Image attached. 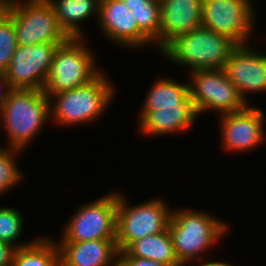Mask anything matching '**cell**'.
<instances>
[{"label":"cell","mask_w":266,"mask_h":266,"mask_svg":"<svg viewBox=\"0 0 266 266\" xmlns=\"http://www.w3.org/2000/svg\"><path fill=\"white\" fill-rule=\"evenodd\" d=\"M206 211L172 209L168 229L176 256L182 266H191L190 264L197 266L198 264L214 262L206 261L203 258L205 255L203 253L206 250L208 252L209 248L211 249L229 233L230 225L228 222L226 223Z\"/></svg>","instance_id":"cell-1"},{"label":"cell","mask_w":266,"mask_h":266,"mask_svg":"<svg viewBox=\"0 0 266 266\" xmlns=\"http://www.w3.org/2000/svg\"><path fill=\"white\" fill-rule=\"evenodd\" d=\"M124 193L117 191L116 242L119 251L148 235H158L168 229L172 210L161 197H154L130 206Z\"/></svg>","instance_id":"cell-6"},{"label":"cell","mask_w":266,"mask_h":266,"mask_svg":"<svg viewBox=\"0 0 266 266\" xmlns=\"http://www.w3.org/2000/svg\"><path fill=\"white\" fill-rule=\"evenodd\" d=\"M12 90L4 72H0V111L4 106L8 93Z\"/></svg>","instance_id":"cell-28"},{"label":"cell","mask_w":266,"mask_h":266,"mask_svg":"<svg viewBox=\"0 0 266 266\" xmlns=\"http://www.w3.org/2000/svg\"><path fill=\"white\" fill-rule=\"evenodd\" d=\"M63 43L17 46L5 76L12 89L43 90L54 53Z\"/></svg>","instance_id":"cell-11"},{"label":"cell","mask_w":266,"mask_h":266,"mask_svg":"<svg viewBox=\"0 0 266 266\" xmlns=\"http://www.w3.org/2000/svg\"><path fill=\"white\" fill-rule=\"evenodd\" d=\"M61 266H118L116 240L57 242Z\"/></svg>","instance_id":"cell-16"},{"label":"cell","mask_w":266,"mask_h":266,"mask_svg":"<svg viewBox=\"0 0 266 266\" xmlns=\"http://www.w3.org/2000/svg\"><path fill=\"white\" fill-rule=\"evenodd\" d=\"M134 15L138 27L155 42L160 37L159 0H123Z\"/></svg>","instance_id":"cell-22"},{"label":"cell","mask_w":266,"mask_h":266,"mask_svg":"<svg viewBox=\"0 0 266 266\" xmlns=\"http://www.w3.org/2000/svg\"><path fill=\"white\" fill-rule=\"evenodd\" d=\"M198 266H233L230 263H227L226 261H214L212 263H206V264H199Z\"/></svg>","instance_id":"cell-30"},{"label":"cell","mask_w":266,"mask_h":266,"mask_svg":"<svg viewBox=\"0 0 266 266\" xmlns=\"http://www.w3.org/2000/svg\"><path fill=\"white\" fill-rule=\"evenodd\" d=\"M103 71L82 86L48 97L50 117L55 123L66 127L89 124L106 112L116 93L111 79Z\"/></svg>","instance_id":"cell-2"},{"label":"cell","mask_w":266,"mask_h":266,"mask_svg":"<svg viewBox=\"0 0 266 266\" xmlns=\"http://www.w3.org/2000/svg\"><path fill=\"white\" fill-rule=\"evenodd\" d=\"M22 151L17 148L0 147V196L8 193L24 179L23 171L16 162L17 156Z\"/></svg>","instance_id":"cell-24"},{"label":"cell","mask_w":266,"mask_h":266,"mask_svg":"<svg viewBox=\"0 0 266 266\" xmlns=\"http://www.w3.org/2000/svg\"><path fill=\"white\" fill-rule=\"evenodd\" d=\"M51 237L33 238L25 247L16 248L13 266H61V255L57 241Z\"/></svg>","instance_id":"cell-21"},{"label":"cell","mask_w":266,"mask_h":266,"mask_svg":"<svg viewBox=\"0 0 266 266\" xmlns=\"http://www.w3.org/2000/svg\"><path fill=\"white\" fill-rule=\"evenodd\" d=\"M138 130L140 134L161 136L185 132L196 123L198 113L194 104H178V107L163 108L155 111H139ZM193 125V126H192Z\"/></svg>","instance_id":"cell-17"},{"label":"cell","mask_w":266,"mask_h":266,"mask_svg":"<svg viewBox=\"0 0 266 266\" xmlns=\"http://www.w3.org/2000/svg\"><path fill=\"white\" fill-rule=\"evenodd\" d=\"M85 39L70 37L58 46L43 89L45 95L49 97L82 86L102 71L95 61V53L88 48Z\"/></svg>","instance_id":"cell-5"},{"label":"cell","mask_w":266,"mask_h":266,"mask_svg":"<svg viewBox=\"0 0 266 266\" xmlns=\"http://www.w3.org/2000/svg\"><path fill=\"white\" fill-rule=\"evenodd\" d=\"M227 78L246 102L251 93H266V54L249 43L237 44L224 66ZM248 93V94H247Z\"/></svg>","instance_id":"cell-13"},{"label":"cell","mask_w":266,"mask_h":266,"mask_svg":"<svg viewBox=\"0 0 266 266\" xmlns=\"http://www.w3.org/2000/svg\"><path fill=\"white\" fill-rule=\"evenodd\" d=\"M146 98L138 111H155L163 108L178 107V104H193L189 94V84L173 78L161 77L151 85Z\"/></svg>","instance_id":"cell-19"},{"label":"cell","mask_w":266,"mask_h":266,"mask_svg":"<svg viewBox=\"0 0 266 266\" xmlns=\"http://www.w3.org/2000/svg\"><path fill=\"white\" fill-rule=\"evenodd\" d=\"M117 191L79 206L62 230L59 242L116 240Z\"/></svg>","instance_id":"cell-8"},{"label":"cell","mask_w":266,"mask_h":266,"mask_svg":"<svg viewBox=\"0 0 266 266\" xmlns=\"http://www.w3.org/2000/svg\"><path fill=\"white\" fill-rule=\"evenodd\" d=\"M237 44L229 37L200 27L177 37L162 52L165 59L188 68L189 72L224 69Z\"/></svg>","instance_id":"cell-4"},{"label":"cell","mask_w":266,"mask_h":266,"mask_svg":"<svg viewBox=\"0 0 266 266\" xmlns=\"http://www.w3.org/2000/svg\"><path fill=\"white\" fill-rule=\"evenodd\" d=\"M188 73L189 94L198 116L208 110H216L218 115L238 112L249 105L227 78L224 69L196 70Z\"/></svg>","instance_id":"cell-9"},{"label":"cell","mask_w":266,"mask_h":266,"mask_svg":"<svg viewBox=\"0 0 266 266\" xmlns=\"http://www.w3.org/2000/svg\"><path fill=\"white\" fill-rule=\"evenodd\" d=\"M24 218L19 209L0 207V241L7 242L15 248L25 247L33 241H19L24 232ZM19 244H18V243Z\"/></svg>","instance_id":"cell-23"},{"label":"cell","mask_w":266,"mask_h":266,"mask_svg":"<svg viewBox=\"0 0 266 266\" xmlns=\"http://www.w3.org/2000/svg\"><path fill=\"white\" fill-rule=\"evenodd\" d=\"M16 248L11 244L0 241V266H13V256Z\"/></svg>","instance_id":"cell-27"},{"label":"cell","mask_w":266,"mask_h":266,"mask_svg":"<svg viewBox=\"0 0 266 266\" xmlns=\"http://www.w3.org/2000/svg\"><path fill=\"white\" fill-rule=\"evenodd\" d=\"M160 37L154 45L161 53L180 35L202 27L203 0H159Z\"/></svg>","instance_id":"cell-15"},{"label":"cell","mask_w":266,"mask_h":266,"mask_svg":"<svg viewBox=\"0 0 266 266\" xmlns=\"http://www.w3.org/2000/svg\"><path fill=\"white\" fill-rule=\"evenodd\" d=\"M118 266H173L151 259L130 256L125 250L119 251Z\"/></svg>","instance_id":"cell-26"},{"label":"cell","mask_w":266,"mask_h":266,"mask_svg":"<svg viewBox=\"0 0 266 266\" xmlns=\"http://www.w3.org/2000/svg\"><path fill=\"white\" fill-rule=\"evenodd\" d=\"M12 0H0V22L8 16Z\"/></svg>","instance_id":"cell-29"},{"label":"cell","mask_w":266,"mask_h":266,"mask_svg":"<svg viewBox=\"0 0 266 266\" xmlns=\"http://www.w3.org/2000/svg\"><path fill=\"white\" fill-rule=\"evenodd\" d=\"M220 139L224 151L247 152L265 141V112L249 104L245 109L219 115Z\"/></svg>","instance_id":"cell-12"},{"label":"cell","mask_w":266,"mask_h":266,"mask_svg":"<svg viewBox=\"0 0 266 266\" xmlns=\"http://www.w3.org/2000/svg\"><path fill=\"white\" fill-rule=\"evenodd\" d=\"M49 118L50 102L43 90L12 89L0 111L7 136L5 147L25 150Z\"/></svg>","instance_id":"cell-3"},{"label":"cell","mask_w":266,"mask_h":266,"mask_svg":"<svg viewBox=\"0 0 266 266\" xmlns=\"http://www.w3.org/2000/svg\"><path fill=\"white\" fill-rule=\"evenodd\" d=\"M253 0H203L202 27L223 34L236 44L250 43L256 10ZM255 10V11H254Z\"/></svg>","instance_id":"cell-10"},{"label":"cell","mask_w":266,"mask_h":266,"mask_svg":"<svg viewBox=\"0 0 266 266\" xmlns=\"http://www.w3.org/2000/svg\"><path fill=\"white\" fill-rule=\"evenodd\" d=\"M8 16L13 21L17 46L65 43L70 38L47 0H12Z\"/></svg>","instance_id":"cell-7"},{"label":"cell","mask_w":266,"mask_h":266,"mask_svg":"<svg viewBox=\"0 0 266 266\" xmlns=\"http://www.w3.org/2000/svg\"><path fill=\"white\" fill-rule=\"evenodd\" d=\"M17 40L13 21L7 16L0 22V72H5L16 51Z\"/></svg>","instance_id":"cell-25"},{"label":"cell","mask_w":266,"mask_h":266,"mask_svg":"<svg viewBox=\"0 0 266 266\" xmlns=\"http://www.w3.org/2000/svg\"><path fill=\"white\" fill-rule=\"evenodd\" d=\"M125 251L132 257L151 259L173 266H182L176 256L169 229L158 235H148L137 239Z\"/></svg>","instance_id":"cell-20"},{"label":"cell","mask_w":266,"mask_h":266,"mask_svg":"<svg viewBox=\"0 0 266 266\" xmlns=\"http://www.w3.org/2000/svg\"><path fill=\"white\" fill-rule=\"evenodd\" d=\"M53 7L59 26L71 38H82L83 21L99 18L100 0H47Z\"/></svg>","instance_id":"cell-18"},{"label":"cell","mask_w":266,"mask_h":266,"mask_svg":"<svg viewBox=\"0 0 266 266\" xmlns=\"http://www.w3.org/2000/svg\"><path fill=\"white\" fill-rule=\"evenodd\" d=\"M97 28L112 43L131 49L154 46V42L138 27L137 21L123 0H100ZM151 43V44H150ZM149 45V46H148Z\"/></svg>","instance_id":"cell-14"}]
</instances>
